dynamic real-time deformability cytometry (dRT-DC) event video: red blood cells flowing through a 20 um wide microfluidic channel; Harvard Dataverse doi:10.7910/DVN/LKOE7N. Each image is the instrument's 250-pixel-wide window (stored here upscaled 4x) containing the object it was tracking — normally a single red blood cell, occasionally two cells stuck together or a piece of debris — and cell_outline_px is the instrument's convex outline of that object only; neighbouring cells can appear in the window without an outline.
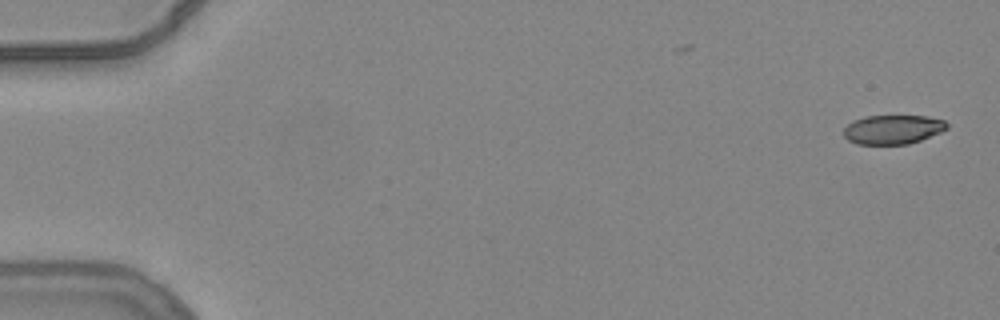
{"species": "common noctule bat (a hibernating species)", "species_latin": "Nyctalus noctula", "temperature_condition": "warm", "stored_images_in_passage": 54, "camera_frame_rate_fps": 3000, "um_per_image_px": 0.085, "animal": {"sex": "female", "body_mass_g": 24.6, "forearm_length_mm": 56.2}, "frame": {"image": 1, "passage_image": 1, "time_ms": 0.0, "image_size_px": [1000, 320], "cell_outline_px": [[948, 128], [940, 132], [920, 140], [908, 144], [856, 144], [848, 140], [844, 136], [844, 128], [852, 120], [864, 116], [928, 116], [944, 120], [948, 124]], "centroid_in_image_um": [75.88, 11.0], "position_along_channel_um": 9.1, "area_um2": 17.57}}
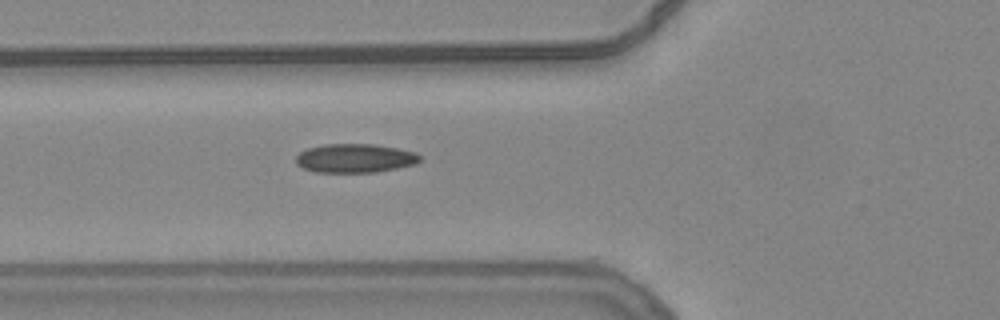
{"frame": {"image": 2, "passage_image": 20, "time_ms": 6.333, "image_size_px": [1000, 320], "cell_outline_px": [[420, 160], [416, 164], [376, 172], [312, 172], [296, 164], [296, 156], [300, 152], [308, 148], [324, 144], [372, 144], [396, 148], [416, 152], [420, 156]], "centroid_in_image_um": [30.16, 13.45], "position_along_channel_um": 95.6, "area_um2": 20.81}}
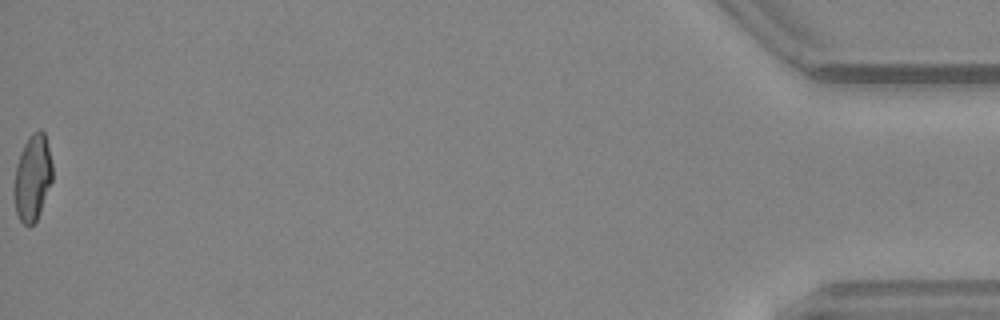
{"frame": {"image": 3, "passage_image": 54, "time_ms": 17.667, "image_size_px": [1000, 320], "cell_outline_px": [[52, 180], [36, 220], [28, 228], [20, 220], [16, 212], [12, 192], [16, 164], [20, 152], [28, 136], [32, 132], [40, 128], [44, 132], [52, 164]], "centroid_in_image_um": [2.73, 15.09], "position_along_channel_um": 432.5, "area_um2": 19.36}, "authors_computed_cell_mechanics": {"area_um2": 19.7965, "velocity_mm_per_s": 3.8437, "shape_relaxation_time_tau1_ms": 10.7459, "shape_relaxation_time_tau2_ms": 0.8355, "deformation_change_tau1": 0.2479, "deformation_change_tau2": 0.0566}}